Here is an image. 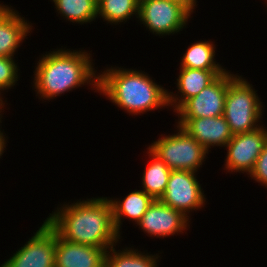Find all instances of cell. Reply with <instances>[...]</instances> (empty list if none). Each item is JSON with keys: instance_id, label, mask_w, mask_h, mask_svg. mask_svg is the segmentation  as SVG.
Wrapping results in <instances>:
<instances>
[{"instance_id": "cell-1", "label": "cell", "mask_w": 267, "mask_h": 267, "mask_svg": "<svg viewBox=\"0 0 267 267\" xmlns=\"http://www.w3.org/2000/svg\"><path fill=\"white\" fill-rule=\"evenodd\" d=\"M45 222L66 241L109 249L119 243L112 207L107 197L67 203L52 211Z\"/></svg>"}, {"instance_id": "cell-2", "label": "cell", "mask_w": 267, "mask_h": 267, "mask_svg": "<svg viewBox=\"0 0 267 267\" xmlns=\"http://www.w3.org/2000/svg\"><path fill=\"white\" fill-rule=\"evenodd\" d=\"M88 52L57 48L42 55L33 72L36 96L49 101L87 84L93 86L94 92H98L99 74Z\"/></svg>"}, {"instance_id": "cell-3", "label": "cell", "mask_w": 267, "mask_h": 267, "mask_svg": "<svg viewBox=\"0 0 267 267\" xmlns=\"http://www.w3.org/2000/svg\"><path fill=\"white\" fill-rule=\"evenodd\" d=\"M101 72L98 92L129 115L169 107L168 89L155 83L144 71L111 66Z\"/></svg>"}, {"instance_id": "cell-4", "label": "cell", "mask_w": 267, "mask_h": 267, "mask_svg": "<svg viewBox=\"0 0 267 267\" xmlns=\"http://www.w3.org/2000/svg\"><path fill=\"white\" fill-rule=\"evenodd\" d=\"M256 92L253 85L242 78V75H234L228 70L223 116L233 135L250 132L261 126L264 107Z\"/></svg>"}, {"instance_id": "cell-5", "label": "cell", "mask_w": 267, "mask_h": 267, "mask_svg": "<svg viewBox=\"0 0 267 267\" xmlns=\"http://www.w3.org/2000/svg\"><path fill=\"white\" fill-rule=\"evenodd\" d=\"M174 134L161 135L147 148L171 170L198 172L208 151L182 127L176 126Z\"/></svg>"}, {"instance_id": "cell-6", "label": "cell", "mask_w": 267, "mask_h": 267, "mask_svg": "<svg viewBox=\"0 0 267 267\" xmlns=\"http://www.w3.org/2000/svg\"><path fill=\"white\" fill-rule=\"evenodd\" d=\"M191 14L180 4L168 0H139L138 19L153 34H178L186 28Z\"/></svg>"}, {"instance_id": "cell-7", "label": "cell", "mask_w": 267, "mask_h": 267, "mask_svg": "<svg viewBox=\"0 0 267 267\" xmlns=\"http://www.w3.org/2000/svg\"><path fill=\"white\" fill-rule=\"evenodd\" d=\"M196 177V172L172 170L159 200L190 218V212L200 210L206 202L204 190Z\"/></svg>"}, {"instance_id": "cell-8", "label": "cell", "mask_w": 267, "mask_h": 267, "mask_svg": "<svg viewBox=\"0 0 267 267\" xmlns=\"http://www.w3.org/2000/svg\"><path fill=\"white\" fill-rule=\"evenodd\" d=\"M2 267H55L57 233L44 221Z\"/></svg>"}, {"instance_id": "cell-9", "label": "cell", "mask_w": 267, "mask_h": 267, "mask_svg": "<svg viewBox=\"0 0 267 267\" xmlns=\"http://www.w3.org/2000/svg\"><path fill=\"white\" fill-rule=\"evenodd\" d=\"M266 143L267 129L263 125L256 130L233 135L225 146L228 150L224 169L249 175Z\"/></svg>"}, {"instance_id": "cell-10", "label": "cell", "mask_w": 267, "mask_h": 267, "mask_svg": "<svg viewBox=\"0 0 267 267\" xmlns=\"http://www.w3.org/2000/svg\"><path fill=\"white\" fill-rule=\"evenodd\" d=\"M228 71L219 75L198 95L186 100L176 111L178 119L219 117L224 113Z\"/></svg>"}, {"instance_id": "cell-11", "label": "cell", "mask_w": 267, "mask_h": 267, "mask_svg": "<svg viewBox=\"0 0 267 267\" xmlns=\"http://www.w3.org/2000/svg\"><path fill=\"white\" fill-rule=\"evenodd\" d=\"M189 220L181 211L154 200L136 226L150 237L166 238L184 233L189 229Z\"/></svg>"}, {"instance_id": "cell-12", "label": "cell", "mask_w": 267, "mask_h": 267, "mask_svg": "<svg viewBox=\"0 0 267 267\" xmlns=\"http://www.w3.org/2000/svg\"><path fill=\"white\" fill-rule=\"evenodd\" d=\"M178 126L182 127L190 136L195 138L208 152L211 147H225L233 134L224 116L196 119H178Z\"/></svg>"}, {"instance_id": "cell-13", "label": "cell", "mask_w": 267, "mask_h": 267, "mask_svg": "<svg viewBox=\"0 0 267 267\" xmlns=\"http://www.w3.org/2000/svg\"><path fill=\"white\" fill-rule=\"evenodd\" d=\"M107 250L72 243L57 234L55 267H105Z\"/></svg>"}, {"instance_id": "cell-14", "label": "cell", "mask_w": 267, "mask_h": 267, "mask_svg": "<svg viewBox=\"0 0 267 267\" xmlns=\"http://www.w3.org/2000/svg\"><path fill=\"white\" fill-rule=\"evenodd\" d=\"M32 27L16 9L0 3V56L14 58Z\"/></svg>"}, {"instance_id": "cell-15", "label": "cell", "mask_w": 267, "mask_h": 267, "mask_svg": "<svg viewBox=\"0 0 267 267\" xmlns=\"http://www.w3.org/2000/svg\"><path fill=\"white\" fill-rule=\"evenodd\" d=\"M177 78V93L168 91V105L175 112L186 100L198 95L210 85L219 75L227 70H201L180 67ZM178 96V97H177Z\"/></svg>"}, {"instance_id": "cell-16", "label": "cell", "mask_w": 267, "mask_h": 267, "mask_svg": "<svg viewBox=\"0 0 267 267\" xmlns=\"http://www.w3.org/2000/svg\"><path fill=\"white\" fill-rule=\"evenodd\" d=\"M111 207L116 231L121 235L122 220L129 219L137 224L154 199L143 190L130 192L122 201L121 199L108 198ZM124 219H123V218ZM126 217V218H125Z\"/></svg>"}, {"instance_id": "cell-17", "label": "cell", "mask_w": 267, "mask_h": 267, "mask_svg": "<svg viewBox=\"0 0 267 267\" xmlns=\"http://www.w3.org/2000/svg\"><path fill=\"white\" fill-rule=\"evenodd\" d=\"M147 151L150 160L143 172L141 187L154 200H159L166 190L172 170L149 149Z\"/></svg>"}, {"instance_id": "cell-18", "label": "cell", "mask_w": 267, "mask_h": 267, "mask_svg": "<svg viewBox=\"0 0 267 267\" xmlns=\"http://www.w3.org/2000/svg\"><path fill=\"white\" fill-rule=\"evenodd\" d=\"M215 44L212 41H196L186 49L180 67L201 70H226L216 62Z\"/></svg>"}, {"instance_id": "cell-19", "label": "cell", "mask_w": 267, "mask_h": 267, "mask_svg": "<svg viewBox=\"0 0 267 267\" xmlns=\"http://www.w3.org/2000/svg\"><path fill=\"white\" fill-rule=\"evenodd\" d=\"M112 246L106 252L105 267H158V254H145L138 249L125 247L122 250H116Z\"/></svg>"}, {"instance_id": "cell-20", "label": "cell", "mask_w": 267, "mask_h": 267, "mask_svg": "<svg viewBox=\"0 0 267 267\" xmlns=\"http://www.w3.org/2000/svg\"><path fill=\"white\" fill-rule=\"evenodd\" d=\"M56 11L65 20L86 24L97 17V0H52Z\"/></svg>"}, {"instance_id": "cell-21", "label": "cell", "mask_w": 267, "mask_h": 267, "mask_svg": "<svg viewBox=\"0 0 267 267\" xmlns=\"http://www.w3.org/2000/svg\"><path fill=\"white\" fill-rule=\"evenodd\" d=\"M139 0H99L97 18L102 17L107 24L118 25L132 16L138 19Z\"/></svg>"}, {"instance_id": "cell-22", "label": "cell", "mask_w": 267, "mask_h": 267, "mask_svg": "<svg viewBox=\"0 0 267 267\" xmlns=\"http://www.w3.org/2000/svg\"><path fill=\"white\" fill-rule=\"evenodd\" d=\"M19 69L14 58L0 56V90L11 89L19 80Z\"/></svg>"}, {"instance_id": "cell-23", "label": "cell", "mask_w": 267, "mask_h": 267, "mask_svg": "<svg viewBox=\"0 0 267 267\" xmlns=\"http://www.w3.org/2000/svg\"><path fill=\"white\" fill-rule=\"evenodd\" d=\"M249 176L256 182L260 183L261 186L267 188V143L264 145Z\"/></svg>"}, {"instance_id": "cell-24", "label": "cell", "mask_w": 267, "mask_h": 267, "mask_svg": "<svg viewBox=\"0 0 267 267\" xmlns=\"http://www.w3.org/2000/svg\"><path fill=\"white\" fill-rule=\"evenodd\" d=\"M168 1H172V2H176L178 4H180L181 6H183L191 15L193 14L192 12L194 11V9H196L195 7L197 6V0H168Z\"/></svg>"}, {"instance_id": "cell-25", "label": "cell", "mask_w": 267, "mask_h": 267, "mask_svg": "<svg viewBox=\"0 0 267 267\" xmlns=\"http://www.w3.org/2000/svg\"><path fill=\"white\" fill-rule=\"evenodd\" d=\"M6 136V134L4 135V133H3V131H1L0 132V158H1V156L3 155V153H4V150H5V148H6V141H7V137H5Z\"/></svg>"}, {"instance_id": "cell-26", "label": "cell", "mask_w": 267, "mask_h": 267, "mask_svg": "<svg viewBox=\"0 0 267 267\" xmlns=\"http://www.w3.org/2000/svg\"><path fill=\"white\" fill-rule=\"evenodd\" d=\"M2 93H4V92H2L1 90H0V108H4L5 106V103L4 102H6V101H3V96H1L2 95Z\"/></svg>"}, {"instance_id": "cell-27", "label": "cell", "mask_w": 267, "mask_h": 267, "mask_svg": "<svg viewBox=\"0 0 267 267\" xmlns=\"http://www.w3.org/2000/svg\"><path fill=\"white\" fill-rule=\"evenodd\" d=\"M3 110V111H2ZM1 112H4V109H2V108H0V124L2 123V121H1V118H2V113ZM1 126V125H0ZM2 130L0 129V132H1Z\"/></svg>"}]
</instances>
